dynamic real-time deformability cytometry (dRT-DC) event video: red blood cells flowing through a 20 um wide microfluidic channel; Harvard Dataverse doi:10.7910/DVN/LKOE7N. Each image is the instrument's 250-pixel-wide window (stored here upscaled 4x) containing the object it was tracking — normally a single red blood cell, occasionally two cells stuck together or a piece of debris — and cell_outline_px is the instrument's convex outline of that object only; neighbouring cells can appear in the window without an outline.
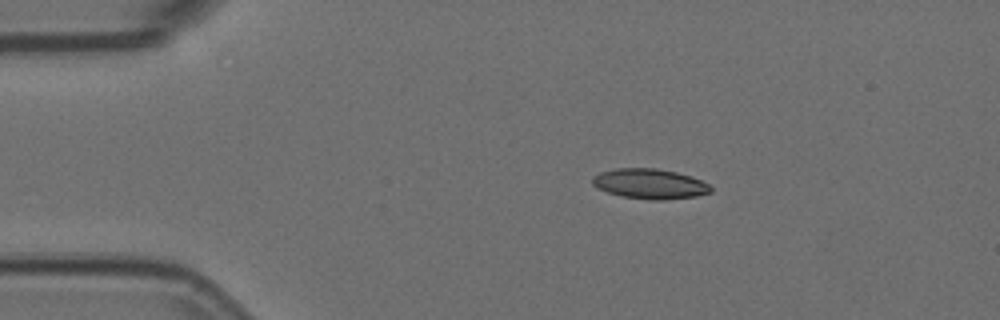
{"species": "Egyptian fruit bat (a non-hibernating species)", "species_latin": "Rousettus aegyptiacus", "temperature_condition": "room temperature", "stored_images_in_passage": 10, "camera_frame_rate_fps": 3000, "um_per_image_px": 0.085, "animal": {"sex": "female"}, "frame": {"image": 1, "passage_image": 2, "time_ms": 0.333, "image_size_px": [1000, 320], "cell_outline_px": [[712, 192], [696, 196], [664, 200], [652, 200], [620, 196], [596, 188], [592, 184], [592, 176], [600, 172], [616, 168], [656, 168], [676, 172], [692, 176], [708, 184], [712, 188]], "centroid_in_image_um": [55.21, 15.62], "position_along_channel_um": 29.8, "area_um2": 20.87}}
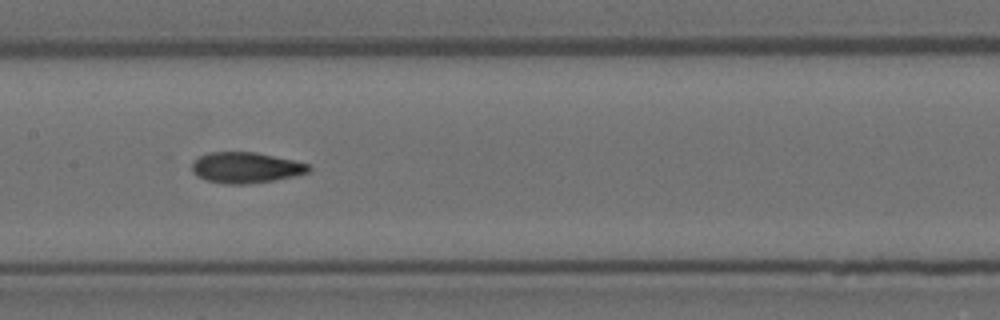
{"frame": {"image": 2, "passage_image": 7, "time_ms": 2.0, "image_size_px": [1000, 320], "cell_outline_px": [[312, 168], [308, 172], [276, 180], [248, 184], [224, 184], [208, 180], [192, 172], [192, 164], [200, 156], [208, 152], [256, 152], [292, 160], [308, 164]], "centroid_in_image_um": [20.9, 14.25], "position_along_channel_um": 186.5, "area_um2": 20.75}}
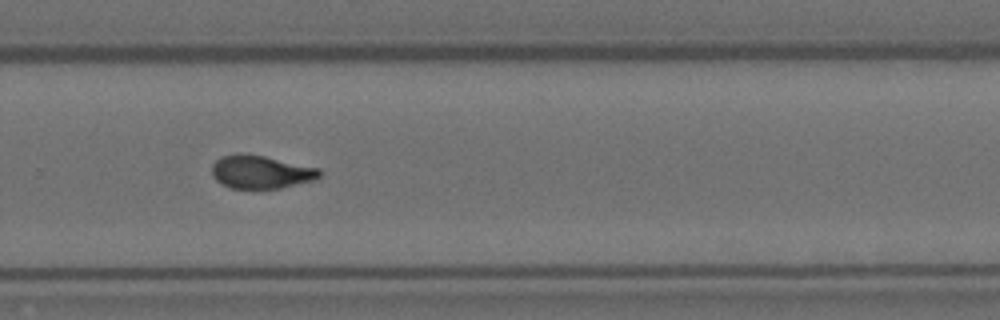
{"frame": {"image": 3, "passage_image": 10, "time_ms": 3.0, "image_size_px": [1000, 320], "cell_outline_px": [[320, 176], [316, 180], [280, 188], [232, 188], [220, 184], [212, 176], [212, 164], [220, 156], [236, 152], [240, 152], [264, 156], [320, 168]], "centroid_in_image_um": [22.14, 14.6], "position_along_channel_um": 307.7, "area_um2": 21.04}}